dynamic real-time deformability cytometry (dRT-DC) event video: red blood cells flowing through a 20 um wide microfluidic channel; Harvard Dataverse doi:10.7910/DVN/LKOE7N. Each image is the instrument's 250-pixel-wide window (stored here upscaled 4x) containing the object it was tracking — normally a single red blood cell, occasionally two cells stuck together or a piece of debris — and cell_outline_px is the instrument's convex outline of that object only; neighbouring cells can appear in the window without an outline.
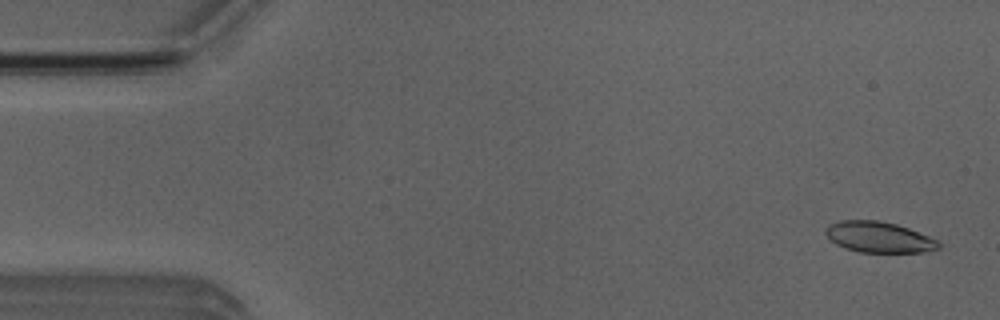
{"species": "Egyptian fruit bat (a non-hibernating species)", "species_latin": "Rousettus aegyptiacus", "temperature_condition": "room temperature", "stored_images_in_passage": 52, "camera_frame_rate_fps": 3000, "um_per_image_px": 0.085, "animal": {"sex": "male"}, "frame": {"image": 1, "passage_image": 2, "time_ms": 0.333, "image_size_px": [1000, 320], "cell_outline_px": [[940, 248], [920, 252], [860, 252], [844, 248], [828, 240], [824, 232], [828, 224], [840, 220], [876, 220], [896, 224], [908, 228], [928, 236], [936, 240], [940, 244]], "centroid_in_image_um": [74.63, 20.15], "position_along_channel_um": 10.4, "area_um2": 20.29}}
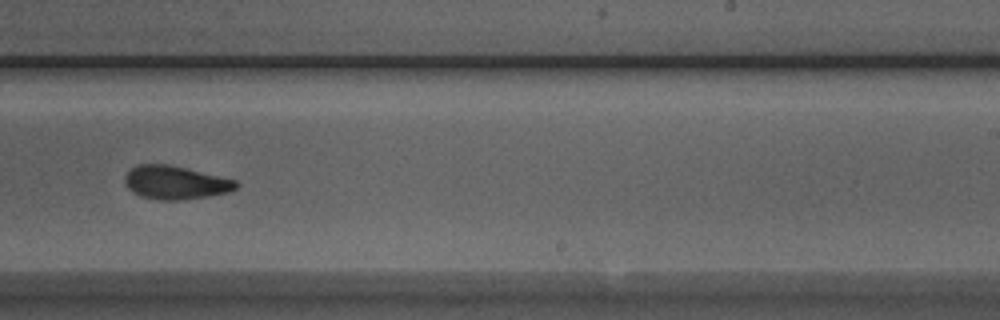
{"frame": {"image": 2, "passage_image": 32, "time_ms": 10.333, "image_size_px": [1000, 320], "cell_outline_px": [[240, 184], [236, 188], [228, 192], [208, 196], [184, 200], [156, 200], [140, 196], [132, 192], [124, 184], [124, 176], [132, 168], [140, 164], [168, 164], [236, 180]], "centroid_in_image_um": [14.88, 15.53], "position_along_channel_um": 274.1, "area_um2": 21.68}}
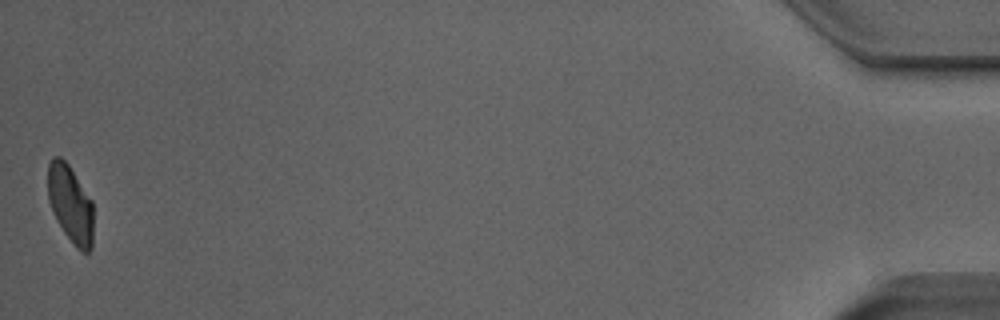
{"frame": {"image": 3, "passage_image": 52, "time_ms": 17.0, "image_size_px": [1000, 320], "cell_outline_px": [[92, 248], [88, 252], [80, 252], [72, 244], [56, 220], [52, 212], [48, 200], [48, 164], [52, 156], [60, 156], [68, 164], [92, 200]], "centroid_in_image_um": [5.97, 17.35], "position_along_channel_um": 429.2, "area_um2": 20.69}, "authors_computed_cell_mechanics": {"area_um2": 21.675, "velocity_mm_per_s": 3.86, "shape_relaxation_time_tau1_ms": 3.6211, "shape_relaxation_time_tau2_ms": 2.3197, "deformation_change_tau1": 0.1356, "deformation_change_tau2": 0.0841}}